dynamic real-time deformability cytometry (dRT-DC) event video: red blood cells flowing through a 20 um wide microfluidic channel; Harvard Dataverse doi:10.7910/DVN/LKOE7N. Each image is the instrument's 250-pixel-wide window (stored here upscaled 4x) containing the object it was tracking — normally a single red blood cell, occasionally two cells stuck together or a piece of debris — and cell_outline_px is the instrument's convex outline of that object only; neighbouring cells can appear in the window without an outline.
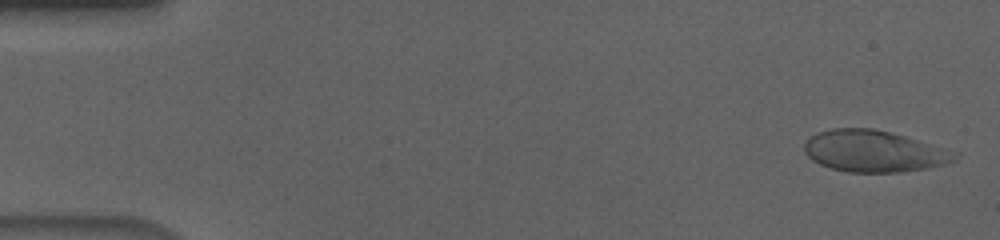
{"species": "human", "species_latin": "Homo sapiens", "temperature_condition": "cold", "stored_images_in_passage": 55, "camera_frame_rate_fps": 3000, "um_per_image_px": 0.085, "donor": {"sex": "male"}, "frame": {"image": 1, "passage_image": 2, "time_ms": 0.333, "image_size_px": [1000, 240], "cell_outline_px": [[960, 152], [956, 160], [944, 164], [928, 168], [900, 172], [848, 172], [832, 168], [820, 164], [812, 160], [804, 152], [804, 144], [812, 136], [820, 132], [832, 128], [872, 128], [904, 136]], "centroid_in_image_um": [74.31, 12.86], "position_along_channel_um": 10.7, "area_um2": 36.3}}
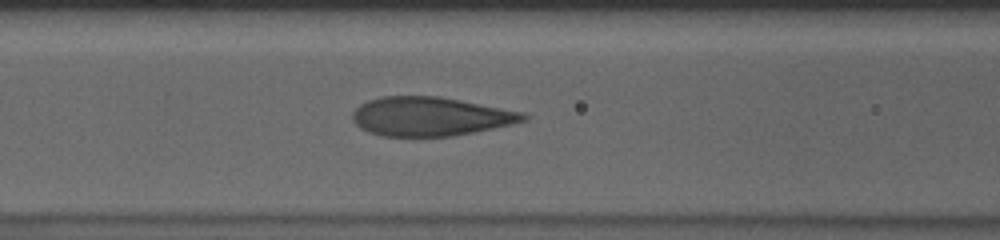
{"frame": {"image": 2, "passage_image": 23, "time_ms": 7.333, "image_size_px": [1000, 240], "cell_outline_px": [[528, 120], [512, 124], [452, 136], [380, 136], [368, 132], [360, 128], [352, 120], [352, 112], [360, 104], [368, 100], [380, 96], [440, 96], [524, 112], [528, 116]], "centroid_in_image_um": [36.55, 9.89], "position_along_channel_um": 130.0, "area_um2": 38.84}}
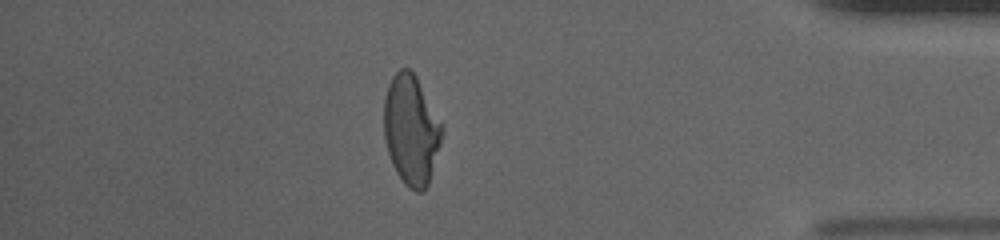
{"frame": {"image": 3, "passage_image": 48, "time_ms": 15.667, "image_size_px": [1000, 240], "cell_outline_px": [[440, 144], [428, 184], [420, 192], [416, 192], [408, 188], [404, 184], [396, 172], [392, 164], [388, 152], [384, 136], [384, 100], [388, 84], [392, 76], [400, 68], [408, 68], [416, 76], [440, 124]], "centroid_in_image_um": [34.89, 11.06], "position_along_channel_um": 400.3, "area_um2": 36.3}, "authors_computed_cell_mechanics": {"area_um2": 38.8416, "velocity_mm_per_s": 3.6761, "shape_relaxation_time_tau1_ms": 5.7068, "shape_relaxation_time_tau2_ms": null, "deformation_change_tau1": 0.2124, "deformation_change_tau2": null}}